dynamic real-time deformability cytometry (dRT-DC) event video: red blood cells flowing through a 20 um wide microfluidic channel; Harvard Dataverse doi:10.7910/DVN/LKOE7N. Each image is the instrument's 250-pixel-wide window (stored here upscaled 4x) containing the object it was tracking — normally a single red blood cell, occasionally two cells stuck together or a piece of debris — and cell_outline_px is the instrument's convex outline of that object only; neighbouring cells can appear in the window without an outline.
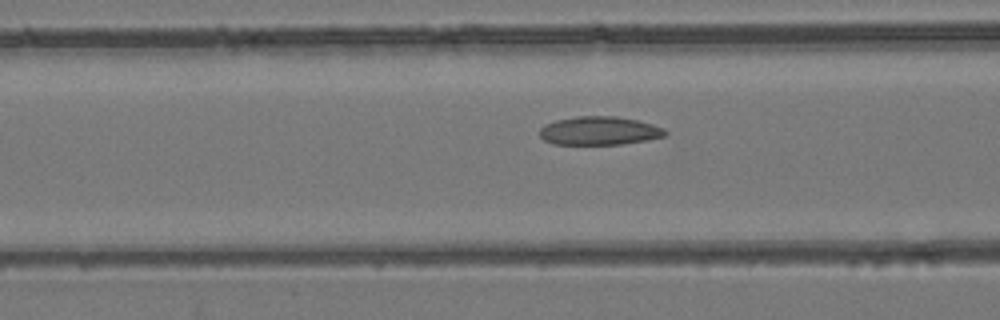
{"species": "common noctule bat (a hibernating species)", "species_latin": "Nyctalus noctula", "temperature_condition": "room temperature", "stored_images_in_passage": 54, "camera_frame_rate_fps": 3000, "um_per_image_px": 0.085, "animal": {"sex": "female", "body_mass_g": 24.6, "forearm_length_mm": 56.2}, "frame": {"image": 1, "passage_image": 22, "time_ms": 7.0, "image_size_px": [1000, 320], "cell_outline_px": [[668, 132], [664, 136], [648, 140], [620, 144], [552, 144], [544, 140], [540, 136], [540, 128], [544, 124], [556, 120], [576, 116], [616, 116], [636, 120], [652, 124], [664, 128]], "centroid_in_image_um": [50.93, 11.11], "position_along_channel_um": 115.7, "area_um2": 20.87}}
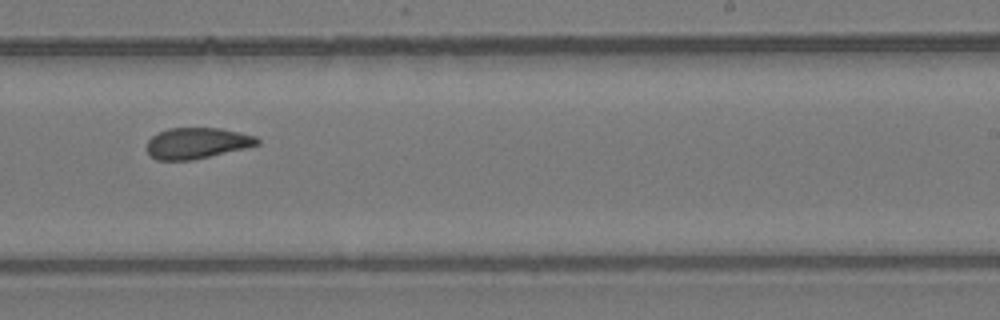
{"frame": {"image": 2, "passage_image": 34, "time_ms": 11.0, "image_size_px": [1000, 320], "cell_outline_px": [[260, 144], [244, 148], [192, 160], [156, 160], [148, 152], [148, 140], [152, 136], [168, 128], [220, 128], [240, 132], [256, 136], [260, 140]], "centroid_in_image_um": [16.76, 12.16], "position_along_channel_um": 272.2, "area_um2": 19.77}}
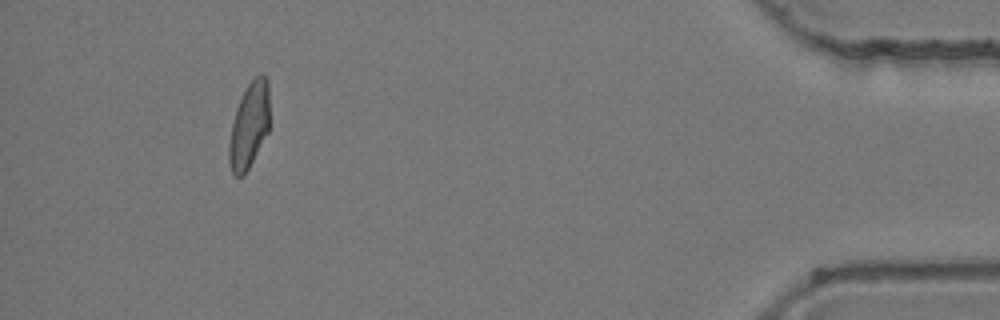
{"frame": {"image": 3, "passage_image": 50, "time_ms": 16.333, "image_size_px": [1000, 320], "cell_outline_px": [[268, 132], [244, 176], [232, 176], [228, 160], [228, 144], [232, 124], [236, 108], [248, 84], [260, 72], [268, 80]], "centroid_in_image_um": [21.15, 10.71], "position_along_channel_um": 414.0, "area_um2": 20.11}, "authors_computed_cell_mechanics": {"area_um2": 21.0681, "velocity_mm_per_s": 3.9166, "shape_relaxation_time_tau1_ms": null, "shape_relaxation_time_tau2_ms": 4.967, "deformation_change_tau1": null, "deformation_change_tau2": 0.1069}}